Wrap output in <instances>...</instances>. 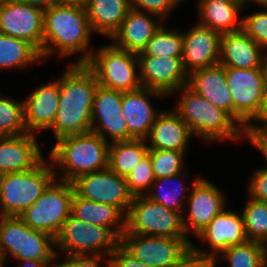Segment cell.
Wrapping results in <instances>:
<instances>
[{
  "instance_id": "1",
  "label": "cell",
  "mask_w": 267,
  "mask_h": 267,
  "mask_svg": "<svg viewBox=\"0 0 267 267\" xmlns=\"http://www.w3.org/2000/svg\"><path fill=\"white\" fill-rule=\"evenodd\" d=\"M98 82L86 64H72L60 76V96L54 123L50 128L56 140L91 131L94 94Z\"/></svg>"
},
{
  "instance_id": "2",
  "label": "cell",
  "mask_w": 267,
  "mask_h": 267,
  "mask_svg": "<svg viewBox=\"0 0 267 267\" xmlns=\"http://www.w3.org/2000/svg\"><path fill=\"white\" fill-rule=\"evenodd\" d=\"M92 32L84 7L58 4L45 9L42 60L55 54L64 58L80 53L72 64H86L94 51L90 47Z\"/></svg>"
},
{
  "instance_id": "3",
  "label": "cell",
  "mask_w": 267,
  "mask_h": 267,
  "mask_svg": "<svg viewBox=\"0 0 267 267\" xmlns=\"http://www.w3.org/2000/svg\"><path fill=\"white\" fill-rule=\"evenodd\" d=\"M109 144L92 131L57 139L48 156L55 177L72 183L81 175L108 168Z\"/></svg>"
},
{
  "instance_id": "4",
  "label": "cell",
  "mask_w": 267,
  "mask_h": 267,
  "mask_svg": "<svg viewBox=\"0 0 267 267\" xmlns=\"http://www.w3.org/2000/svg\"><path fill=\"white\" fill-rule=\"evenodd\" d=\"M175 92H180L181 96L174 111L197 138L213 143L225 139L235 142L245 137L244 129L227 112L211 104L187 85Z\"/></svg>"
},
{
  "instance_id": "5",
  "label": "cell",
  "mask_w": 267,
  "mask_h": 267,
  "mask_svg": "<svg viewBox=\"0 0 267 267\" xmlns=\"http://www.w3.org/2000/svg\"><path fill=\"white\" fill-rule=\"evenodd\" d=\"M44 158L29 171L0 175V216H20L56 178L53 164Z\"/></svg>"
},
{
  "instance_id": "6",
  "label": "cell",
  "mask_w": 267,
  "mask_h": 267,
  "mask_svg": "<svg viewBox=\"0 0 267 267\" xmlns=\"http://www.w3.org/2000/svg\"><path fill=\"white\" fill-rule=\"evenodd\" d=\"M86 65L95 73L98 85L102 87L121 92L142 87L136 53L107 44L93 51Z\"/></svg>"
},
{
  "instance_id": "7",
  "label": "cell",
  "mask_w": 267,
  "mask_h": 267,
  "mask_svg": "<svg viewBox=\"0 0 267 267\" xmlns=\"http://www.w3.org/2000/svg\"><path fill=\"white\" fill-rule=\"evenodd\" d=\"M74 193L75 189L71 182L55 178L42 195L19 217L30 228L43 231L55 238L71 214Z\"/></svg>"
},
{
  "instance_id": "8",
  "label": "cell",
  "mask_w": 267,
  "mask_h": 267,
  "mask_svg": "<svg viewBox=\"0 0 267 267\" xmlns=\"http://www.w3.org/2000/svg\"><path fill=\"white\" fill-rule=\"evenodd\" d=\"M126 231L137 235L189 238L183 227L182 214L145 195L134 196L126 215Z\"/></svg>"
},
{
  "instance_id": "9",
  "label": "cell",
  "mask_w": 267,
  "mask_h": 267,
  "mask_svg": "<svg viewBox=\"0 0 267 267\" xmlns=\"http://www.w3.org/2000/svg\"><path fill=\"white\" fill-rule=\"evenodd\" d=\"M55 239V248L63 255H106L115 250L120 240L108 229L85 223L71 214Z\"/></svg>"
},
{
  "instance_id": "10",
  "label": "cell",
  "mask_w": 267,
  "mask_h": 267,
  "mask_svg": "<svg viewBox=\"0 0 267 267\" xmlns=\"http://www.w3.org/2000/svg\"><path fill=\"white\" fill-rule=\"evenodd\" d=\"M190 238L131 234L125 231L120 244L138 261L151 267H178L191 253Z\"/></svg>"
},
{
  "instance_id": "11",
  "label": "cell",
  "mask_w": 267,
  "mask_h": 267,
  "mask_svg": "<svg viewBox=\"0 0 267 267\" xmlns=\"http://www.w3.org/2000/svg\"><path fill=\"white\" fill-rule=\"evenodd\" d=\"M228 88L232 93V118L243 128L257 114L266 83L260 68L225 67Z\"/></svg>"
},
{
  "instance_id": "12",
  "label": "cell",
  "mask_w": 267,
  "mask_h": 267,
  "mask_svg": "<svg viewBox=\"0 0 267 267\" xmlns=\"http://www.w3.org/2000/svg\"><path fill=\"white\" fill-rule=\"evenodd\" d=\"M75 193L83 199L117 207L125 216L133 201L126 178L109 167L79 176L72 182Z\"/></svg>"
},
{
  "instance_id": "13",
  "label": "cell",
  "mask_w": 267,
  "mask_h": 267,
  "mask_svg": "<svg viewBox=\"0 0 267 267\" xmlns=\"http://www.w3.org/2000/svg\"><path fill=\"white\" fill-rule=\"evenodd\" d=\"M182 214L185 233L197 235L211 220L227 206L226 196L214 183L195 177ZM188 206V207H187Z\"/></svg>"
},
{
  "instance_id": "14",
  "label": "cell",
  "mask_w": 267,
  "mask_h": 267,
  "mask_svg": "<svg viewBox=\"0 0 267 267\" xmlns=\"http://www.w3.org/2000/svg\"><path fill=\"white\" fill-rule=\"evenodd\" d=\"M0 33L25 40L41 52L44 9L20 0H6L0 6Z\"/></svg>"
},
{
  "instance_id": "15",
  "label": "cell",
  "mask_w": 267,
  "mask_h": 267,
  "mask_svg": "<svg viewBox=\"0 0 267 267\" xmlns=\"http://www.w3.org/2000/svg\"><path fill=\"white\" fill-rule=\"evenodd\" d=\"M196 237L207 242L209 251L197 247L192 243L191 253L198 257L216 258L222 251L230 246L239 245L248 241L241 212L228 210L226 207L204 227Z\"/></svg>"
},
{
  "instance_id": "16",
  "label": "cell",
  "mask_w": 267,
  "mask_h": 267,
  "mask_svg": "<svg viewBox=\"0 0 267 267\" xmlns=\"http://www.w3.org/2000/svg\"><path fill=\"white\" fill-rule=\"evenodd\" d=\"M122 97L123 92L100 85L94 94L91 131L108 143L129 140L128 126L122 114Z\"/></svg>"
},
{
  "instance_id": "17",
  "label": "cell",
  "mask_w": 267,
  "mask_h": 267,
  "mask_svg": "<svg viewBox=\"0 0 267 267\" xmlns=\"http://www.w3.org/2000/svg\"><path fill=\"white\" fill-rule=\"evenodd\" d=\"M142 87L163 93L167 97L188 83L182 58L138 56Z\"/></svg>"
},
{
  "instance_id": "18",
  "label": "cell",
  "mask_w": 267,
  "mask_h": 267,
  "mask_svg": "<svg viewBox=\"0 0 267 267\" xmlns=\"http://www.w3.org/2000/svg\"><path fill=\"white\" fill-rule=\"evenodd\" d=\"M183 32L184 68L188 74L219 63L221 33L198 22Z\"/></svg>"
},
{
  "instance_id": "19",
  "label": "cell",
  "mask_w": 267,
  "mask_h": 267,
  "mask_svg": "<svg viewBox=\"0 0 267 267\" xmlns=\"http://www.w3.org/2000/svg\"><path fill=\"white\" fill-rule=\"evenodd\" d=\"M167 98L161 92L141 87L134 91L123 92L122 114L128 126L129 140H145L149 135L157 116L161 113L155 110L150 98Z\"/></svg>"
},
{
  "instance_id": "20",
  "label": "cell",
  "mask_w": 267,
  "mask_h": 267,
  "mask_svg": "<svg viewBox=\"0 0 267 267\" xmlns=\"http://www.w3.org/2000/svg\"><path fill=\"white\" fill-rule=\"evenodd\" d=\"M60 96V78L34 89L24 103V120L27 132L50 130L58 110ZM38 131V132H37Z\"/></svg>"
},
{
  "instance_id": "21",
  "label": "cell",
  "mask_w": 267,
  "mask_h": 267,
  "mask_svg": "<svg viewBox=\"0 0 267 267\" xmlns=\"http://www.w3.org/2000/svg\"><path fill=\"white\" fill-rule=\"evenodd\" d=\"M163 23L164 20L157 15L131 8L110 40L117 48L138 54Z\"/></svg>"
},
{
  "instance_id": "22",
  "label": "cell",
  "mask_w": 267,
  "mask_h": 267,
  "mask_svg": "<svg viewBox=\"0 0 267 267\" xmlns=\"http://www.w3.org/2000/svg\"><path fill=\"white\" fill-rule=\"evenodd\" d=\"M37 135L0 137V175L29 171L43 159Z\"/></svg>"
},
{
  "instance_id": "23",
  "label": "cell",
  "mask_w": 267,
  "mask_h": 267,
  "mask_svg": "<svg viewBox=\"0 0 267 267\" xmlns=\"http://www.w3.org/2000/svg\"><path fill=\"white\" fill-rule=\"evenodd\" d=\"M191 136L188 125L174 110H162L145 140L149 149L186 152Z\"/></svg>"
},
{
  "instance_id": "24",
  "label": "cell",
  "mask_w": 267,
  "mask_h": 267,
  "mask_svg": "<svg viewBox=\"0 0 267 267\" xmlns=\"http://www.w3.org/2000/svg\"><path fill=\"white\" fill-rule=\"evenodd\" d=\"M187 86L232 117V93L228 88L224 66L217 64L191 72Z\"/></svg>"
},
{
  "instance_id": "25",
  "label": "cell",
  "mask_w": 267,
  "mask_h": 267,
  "mask_svg": "<svg viewBox=\"0 0 267 267\" xmlns=\"http://www.w3.org/2000/svg\"><path fill=\"white\" fill-rule=\"evenodd\" d=\"M264 49L242 29L224 33L220 39L219 63L238 69L260 68Z\"/></svg>"
},
{
  "instance_id": "26",
  "label": "cell",
  "mask_w": 267,
  "mask_h": 267,
  "mask_svg": "<svg viewBox=\"0 0 267 267\" xmlns=\"http://www.w3.org/2000/svg\"><path fill=\"white\" fill-rule=\"evenodd\" d=\"M197 3L199 24L221 34L242 29L243 6L239 0H199Z\"/></svg>"
},
{
  "instance_id": "27",
  "label": "cell",
  "mask_w": 267,
  "mask_h": 267,
  "mask_svg": "<svg viewBox=\"0 0 267 267\" xmlns=\"http://www.w3.org/2000/svg\"><path fill=\"white\" fill-rule=\"evenodd\" d=\"M71 215L85 223L108 228L119 240L126 231V216L117 207L83 199L76 193L72 198Z\"/></svg>"
},
{
  "instance_id": "28",
  "label": "cell",
  "mask_w": 267,
  "mask_h": 267,
  "mask_svg": "<svg viewBox=\"0 0 267 267\" xmlns=\"http://www.w3.org/2000/svg\"><path fill=\"white\" fill-rule=\"evenodd\" d=\"M86 8L92 31L109 39L131 9V0H89Z\"/></svg>"
},
{
  "instance_id": "29",
  "label": "cell",
  "mask_w": 267,
  "mask_h": 267,
  "mask_svg": "<svg viewBox=\"0 0 267 267\" xmlns=\"http://www.w3.org/2000/svg\"><path fill=\"white\" fill-rule=\"evenodd\" d=\"M40 61V52L32 44L0 33V69L29 68Z\"/></svg>"
},
{
  "instance_id": "30",
  "label": "cell",
  "mask_w": 267,
  "mask_h": 267,
  "mask_svg": "<svg viewBox=\"0 0 267 267\" xmlns=\"http://www.w3.org/2000/svg\"><path fill=\"white\" fill-rule=\"evenodd\" d=\"M149 151L146 140L132 139L109 144L108 167L126 177Z\"/></svg>"
},
{
  "instance_id": "31",
  "label": "cell",
  "mask_w": 267,
  "mask_h": 267,
  "mask_svg": "<svg viewBox=\"0 0 267 267\" xmlns=\"http://www.w3.org/2000/svg\"><path fill=\"white\" fill-rule=\"evenodd\" d=\"M183 173L184 172L174 176L155 179L150 190L145 194V196L156 203L164 205L166 208L179 212L180 214H184L185 211L183 210L185 209V203L183 201V196L187 201L190 192L187 191V186L184 185V176H186V174ZM175 182L180 187L177 188L168 186L171 185V183L174 184ZM163 184L167 186L165 187ZM164 187L167 188V190ZM186 192H188L187 196Z\"/></svg>"
},
{
  "instance_id": "32",
  "label": "cell",
  "mask_w": 267,
  "mask_h": 267,
  "mask_svg": "<svg viewBox=\"0 0 267 267\" xmlns=\"http://www.w3.org/2000/svg\"><path fill=\"white\" fill-rule=\"evenodd\" d=\"M24 221L18 216H0V267L10 256L23 260Z\"/></svg>"
},
{
  "instance_id": "33",
  "label": "cell",
  "mask_w": 267,
  "mask_h": 267,
  "mask_svg": "<svg viewBox=\"0 0 267 267\" xmlns=\"http://www.w3.org/2000/svg\"><path fill=\"white\" fill-rule=\"evenodd\" d=\"M214 259L216 263H220L223 260L230 267H265L267 262V246L248 240L245 243L230 246Z\"/></svg>"
},
{
  "instance_id": "34",
  "label": "cell",
  "mask_w": 267,
  "mask_h": 267,
  "mask_svg": "<svg viewBox=\"0 0 267 267\" xmlns=\"http://www.w3.org/2000/svg\"><path fill=\"white\" fill-rule=\"evenodd\" d=\"M57 251L55 239L51 235L34 230L24 223L23 260L54 264L59 254Z\"/></svg>"
},
{
  "instance_id": "35",
  "label": "cell",
  "mask_w": 267,
  "mask_h": 267,
  "mask_svg": "<svg viewBox=\"0 0 267 267\" xmlns=\"http://www.w3.org/2000/svg\"><path fill=\"white\" fill-rule=\"evenodd\" d=\"M161 25L157 32L152 36L146 48L138 53V56H157L182 58L183 36L182 31L177 29H167Z\"/></svg>"
},
{
  "instance_id": "36",
  "label": "cell",
  "mask_w": 267,
  "mask_h": 267,
  "mask_svg": "<svg viewBox=\"0 0 267 267\" xmlns=\"http://www.w3.org/2000/svg\"><path fill=\"white\" fill-rule=\"evenodd\" d=\"M248 202L242 210L246 236L267 246V202L248 196Z\"/></svg>"
},
{
  "instance_id": "37",
  "label": "cell",
  "mask_w": 267,
  "mask_h": 267,
  "mask_svg": "<svg viewBox=\"0 0 267 267\" xmlns=\"http://www.w3.org/2000/svg\"><path fill=\"white\" fill-rule=\"evenodd\" d=\"M27 133L23 100L0 95V137Z\"/></svg>"
},
{
  "instance_id": "38",
  "label": "cell",
  "mask_w": 267,
  "mask_h": 267,
  "mask_svg": "<svg viewBox=\"0 0 267 267\" xmlns=\"http://www.w3.org/2000/svg\"><path fill=\"white\" fill-rule=\"evenodd\" d=\"M152 161V168L155 179L174 176L184 171V158L186 152L149 149L148 151Z\"/></svg>"
},
{
  "instance_id": "39",
  "label": "cell",
  "mask_w": 267,
  "mask_h": 267,
  "mask_svg": "<svg viewBox=\"0 0 267 267\" xmlns=\"http://www.w3.org/2000/svg\"><path fill=\"white\" fill-rule=\"evenodd\" d=\"M125 178L133 196L145 195L150 190L155 176L149 153L136 164Z\"/></svg>"
},
{
  "instance_id": "40",
  "label": "cell",
  "mask_w": 267,
  "mask_h": 267,
  "mask_svg": "<svg viewBox=\"0 0 267 267\" xmlns=\"http://www.w3.org/2000/svg\"><path fill=\"white\" fill-rule=\"evenodd\" d=\"M242 30L264 50L267 49V7L242 16Z\"/></svg>"
},
{
  "instance_id": "41",
  "label": "cell",
  "mask_w": 267,
  "mask_h": 267,
  "mask_svg": "<svg viewBox=\"0 0 267 267\" xmlns=\"http://www.w3.org/2000/svg\"><path fill=\"white\" fill-rule=\"evenodd\" d=\"M183 0H131V8L157 15L162 20Z\"/></svg>"
},
{
  "instance_id": "42",
  "label": "cell",
  "mask_w": 267,
  "mask_h": 267,
  "mask_svg": "<svg viewBox=\"0 0 267 267\" xmlns=\"http://www.w3.org/2000/svg\"><path fill=\"white\" fill-rule=\"evenodd\" d=\"M247 184L248 196L259 201L267 202V169H255Z\"/></svg>"
},
{
  "instance_id": "43",
  "label": "cell",
  "mask_w": 267,
  "mask_h": 267,
  "mask_svg": "<svg viewBox=\"0 0 267 267\" xmlns=\"http://www.w3.org/2000/svg\"><path fill=\"white\" fill-rule=\"evenodd\" d=\"M106 255H76L67 256L62 263H54L53 267H100L101 260L105 259L106 267H111L110 256Z\"/></svg>"
},
{
  "instance_id": "44",
  "label": "cell",
  "mask_w": 267,
  "mask_h": 267,
  "mask_svg": "<svg viewBox=\"0 0 267 267\" xmlns=\"http://www.w3.org/2000/svg\"><path fill=\"white\" fill-rule=\"evenodd\" d=\"M110 262L111 267H151L135 259L120 243L110 254Z\"/></svg>"
},
{
  "instance_id": "45",
  "label": "cell",
  "mask_w": 267,
  "mask_h": 267,
  "mask_svg": "<svg viewBox=\"0 0 267 267\" xmlns=\"http://www.w3.org/2000/svg\"><path fill=\"white\" fill-rule=\"evenodd\" d=\"M261 124V125H259ZM267 130V85L263 94L260 108L255 117L245 126L244 131Z\"/></svg>"
},
{
  "instance_id": "46",
  "label": "cell",
  "mask_w": 267,
  "mask_h": 267,
  "mask_svg": "<svg viewBox=\"0 0 267 267\" xmlns=\"http://www.w3.org/2000/svg\"><path fill=\"white\" fill-rule=\"evenodd\" d=\"M245 137L254 146L266 162L267 169V130L244 131Z\"/></svg>"
},
{
  "instance_id": "47",
  "label": "cell",
  "mask_w": 267,
  "mask_h": 267,
  "mask_svg": "<svg viewBox=\"0 0 267 267\" xmlns=\"http://www.w3.org/2000/svg\"><path fill=\"white\" fill-rule=\"evenodd\" d=\"M214 258L198 257L190 253L178 267H216Z\"/></svg>"
},
{
  "instance_id": "48",
  "label": "cell",
  "mask_w": 267,
  "mask_h": 267,
  "mask_svg": "<svg viewBox=\"0 0 267 267\" xmlns=\"http://www.w3.org/2000/svg\"><path fill=\"white\" fill-rule=\"evenodd\" d=\"M26 4H31L33 6L40 7L42 9H47L51 6L60 4V0H20Z\"/></svg>"
},
{
  "instance_id": "49",
  "label": "cell",
  "mask_w": 267,
  "mask_h": 267,
  "mask_svg": "<svg viewBox=\"0 0 267 267\" xmlns=\"http://www.w3.org/2000/svg\"><path fill=\"white\" fill-rule=\"evenodd\" d=\"M21 263L17 267H53L54 264H43L41 261H33V260H18Z\"/></svg>"
},
{
  "instance_id": "50",
  "label": "cell",
  "mask_w": 267,
  "mask_h": 267,
  "mask_svg": "<svg viewBox=\"0 0 267 267\" xmlns=\"http://www.w3.org/2000/svg\"><path fill=\"white\" fill-rule=\"evenodd\" d=\"M260 70L261 74L265 80V83L267 85V49L264 50L261 58V63H260Z\"/></svg>"
},
{
  "instance_id": "51",
  "label": "cell",
  "mask_w": 267,
  "mask_h": 267,
  "mask_svg": "<svg viewBox=\"0 0 267 267\" xmlns=\"http://www.w3.org/2000/svg\"><path fill=\"white\" fill-rule=\"evenodd\" d=\"M89 0H60L61 5H76L80 7H86Z\"/></svg>"
},
{
  "instance_id": "52",
  "label": "cell",
  "mask_w": 267,
  "mask_h": 267,
  "mask_svg": "<svg viewBox=\"0 0 267 267\" xmlns=\"http://www.w3.org/2000/svg\"><path fill=\"white\" fill-rule=\"evenodd\" d=\"M243 6V9L245 8V6L247 7V4H256L259 7H267V0H239Z\"/></svg>"
},
{
  "instance_id": "53",
  "label": "cell",
  "mask_w": 267,
  "mask_h": 267,
  "mask_svg": "<svg viewBox=\"0 0 267 267\" xmlns=\"http://www.w3.org/2000/svg\"><path fill=\"white\" fill-rule=\"evenodd\" d=\"M6 0H0V6L5 2Z\"/></svg>"
}]
</instances>
